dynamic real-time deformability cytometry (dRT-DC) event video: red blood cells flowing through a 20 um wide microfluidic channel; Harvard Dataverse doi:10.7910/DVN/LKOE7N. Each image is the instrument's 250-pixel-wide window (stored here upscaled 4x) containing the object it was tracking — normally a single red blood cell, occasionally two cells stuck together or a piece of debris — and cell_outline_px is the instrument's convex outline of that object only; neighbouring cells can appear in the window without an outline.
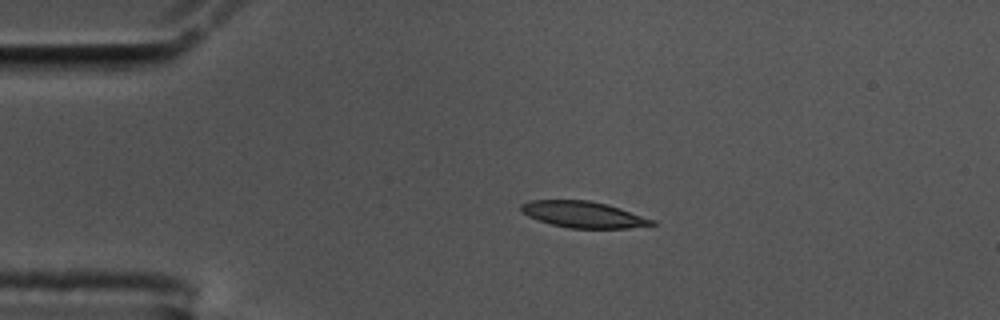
{"species": "common noctule bat (a hibernating species)", "species_latin": "Nyctalus noctula", "temperature_condition": "cold", "stored_images_in_passage": 45, "camera_frame_rate_fps": 3000, "um_per_image_px": 0.085, "animal": {"sex": "male", "body_mass_g": 17.5, "forearm_length_mm": 52.3}, "frame": {"image": 1, "passage_image": 1, "time_ms": 0.0, "image_size_px": [1000, 320], "cell_outline_px": [[656, 224], [628, 228], [568, 228], [552, 224], [528, 216], [520, 212], [520, 204], [528, 200], [588, 200], [608, 204], [656, 220]], "centroid_in_image_um": [49.57, 18.22], "position_along_channel_um": 35.4, "area_um2": 20.11}}
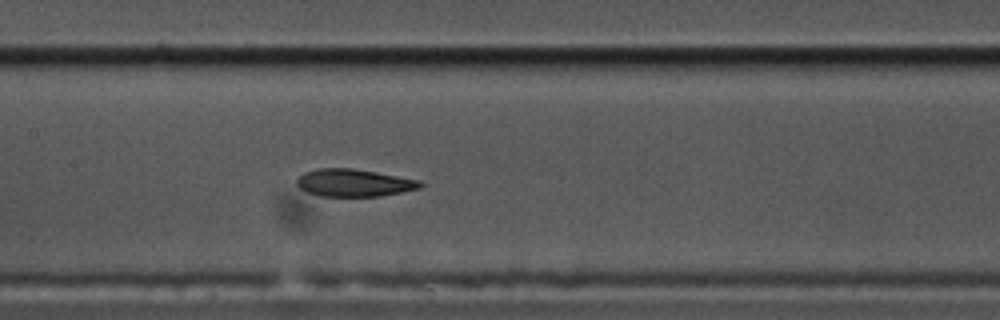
{"frame": {"image": 2, "passage_image": 16, "time_ms": 5.0, "image_size_px": [1000, 320], "cell_outline_px": [[424, 184], [420, 188], [380, 196], [320, 196], [308, 192], [300, 188], [296, 184], [296, 180], [304, 172], [316, 168], [352, 168], [376, 172], [420, 180]], "centroid_in_image_um": [30.07, 15.53], "position_along_channel_um": 177.3, "area_um2": 19.71}}
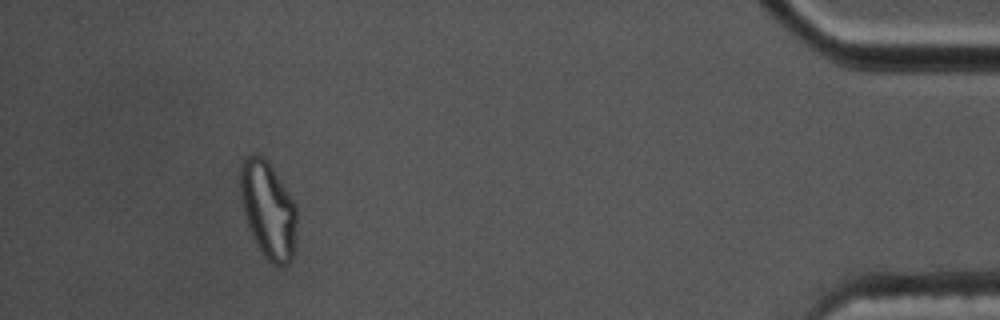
{"frame": {"image": 3, "passage_image": 41, "time_ms": 13.333, "image_size_px": [1000, 320], "cell_outline_px": [[296, 224], [292, 260], [288, 264], [272, 264], [260, 252], [248, 228], [244, 216], [240, 200], [240, 164], [244, 156], [252, 152], [256, 152], [264, 156], [268, 160], [296, 204]], "centroid_in_image_um": [22.75, 17.76], "position_along_channel_um": 412.5, "area_um2": 32.48}, "authors_computed_cell_mechanics": {"area_um2": 20.6346, "velocity_mm_per_s": 3.5711, "shape_relaxation_time_tau1_ms": null, "shape_relaxation_time_tau2_ms": 2.2929, "deformation_change_tau1": null, "deformation_change_tau2": 0.0837}}